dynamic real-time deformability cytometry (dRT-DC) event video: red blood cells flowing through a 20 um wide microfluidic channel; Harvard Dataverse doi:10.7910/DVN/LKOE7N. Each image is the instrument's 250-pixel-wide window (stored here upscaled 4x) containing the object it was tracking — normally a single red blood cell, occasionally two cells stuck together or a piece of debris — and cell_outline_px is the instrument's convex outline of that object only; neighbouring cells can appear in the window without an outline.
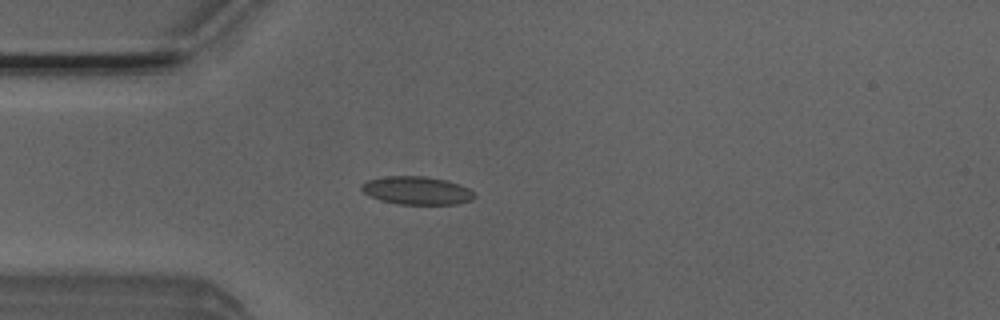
{"species": "Egyptian fruit bat (a non-hibernating species)", "species_latin": "Rousettus aegyptiacus", "temperature_condition": "room temperature", "stored_images_in_passage": 6, "camera_frame_rate_fps": 3000, "um_per_image_px": 0.085, "animal": {"sex": "male"}, "frame": {"image": 1, "passage_image": 4, "time_ms": 1.0, "image_size_px": [1000, 320], "cell_outline_px": [[476, 196], [472, 200], [456, 204], [396, 204], [380, 200], [364, 192], [360, 188], [360, 184], [368, 180], [388, 176], [424, 176], [444, 180], [468, 188], [476, 192]], "centroid_in_image_um": [35.44, 16.2], "position_along_channel_um": 49.6, "area_um2": 18.38}}